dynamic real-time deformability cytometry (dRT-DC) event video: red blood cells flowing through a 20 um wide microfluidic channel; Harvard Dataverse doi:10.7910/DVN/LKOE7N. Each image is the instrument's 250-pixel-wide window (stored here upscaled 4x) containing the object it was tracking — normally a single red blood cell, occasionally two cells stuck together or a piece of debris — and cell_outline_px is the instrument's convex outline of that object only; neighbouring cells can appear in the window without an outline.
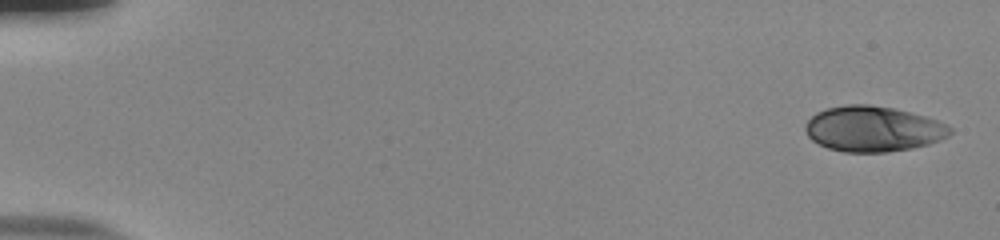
{"species": "human", "species_latin": "Homo sapiens", "temperature_condition": "room temperature", "stored_images_in_passage": 54, "camera_frame_rate_fps": 3000, "um_per_image_px": 0.085, "donor": {"sex": "male"}, "frame": {"image": 1, "passage_image": 1, "time_ms": 0.0, "image_size_px": [1000, 240], "cell_outline_px": [[952, 132], [948, 136], [940, 140], [928, 144], [912, 148], [888, 152], [844, 152], [828, 148], [812, 140], [808, 136], [804, 128], [804, 124], [816, 112], [828, 108], [844, 104], [868, 104], [892, 108], [924, 116], [948, 124], [952, 128]], "centroid_in_image_um": [74.2, 10.96], "position_along_channel_um": 10.8, "area_um2": 38.38}}
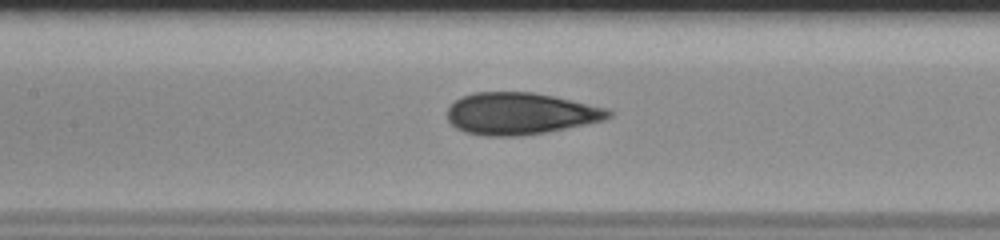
{"frame": {"image": 2, "passage_image": 26, "time_ms": 8.333, "image_size_px": [1000, 240], "cell_outline_px": [[612, 116], [604, 120], [544, 132], [520, 136], [484, 136], [464, 132], [456, 128], [448, 120], [448, 108], [456, 100], [464, 96], [476, 92], [532, 92], [552, 96], [608, 108], [612, 112]], "centroid_in_image_um": [44.21, 9.66], "position_along_channel_um": 163.2, "area_um2": 39.02}}
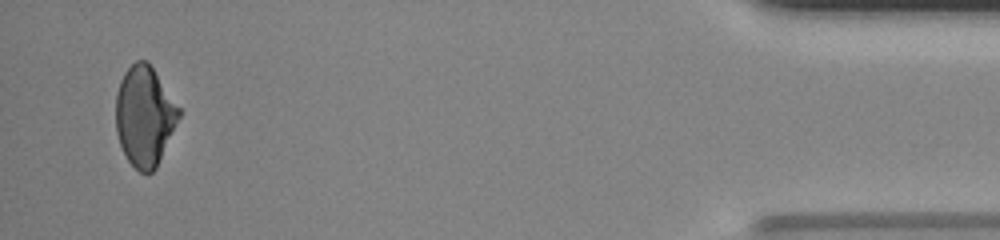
{"frame": {"image": 3, "passage_image": 52, "time_ms": 17.0, "image_size_px": [1000, 240], "cell_outline_px": [[180, 116], [156, 168], [152, 172], [140, 172], [128, 160], [120, 144], [116, 132], [116, 92], [120, 80], [124, 72], [136, 60], [148, 60], [180, 108]], "centroid_in_image_um": [12.28, 9.83], "position_along_channel_um": 422.9, "area_um2": 36.59}, "authors_computed_cell_mechanics": {"area_um2": 38.437, "velocity_mm_per_s": 3.8024, "shape_relaxation_time_tau1_ms": 7.1682, "shape_relaxation_time_tau2_ms": 0.7279, "deformation_change_tau1": 0.1828, "deformation_change_tau2": 0.0392}}